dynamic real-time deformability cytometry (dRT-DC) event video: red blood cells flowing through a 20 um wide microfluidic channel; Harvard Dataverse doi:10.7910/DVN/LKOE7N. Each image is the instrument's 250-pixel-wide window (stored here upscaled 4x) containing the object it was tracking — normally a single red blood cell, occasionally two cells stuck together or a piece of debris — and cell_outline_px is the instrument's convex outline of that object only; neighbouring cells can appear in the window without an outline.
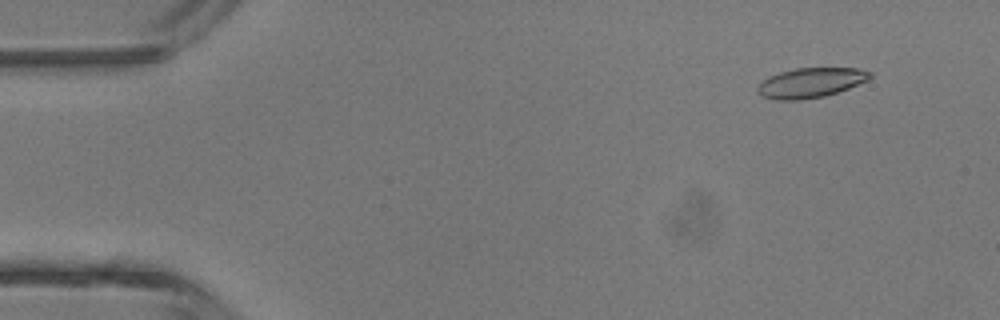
{"species": "common noctule bat (a hibernating species)", "species_latin": "Nyctalus noctula", "temperature_condition": "room temperature", "stored_images_in_passage": 5, "segment_of_instrument_passage": [2, 2], "camera_frame_rate_fps": 3000, "um_per_image_px": 0.085, "animal": {"sex": "male", "body_mass_g": 13.3}, "frame": {"image": 1, "passage_image": 5, "time_ms": 4.667, "image_size_px": [1000, 320], "cell_outline_px": [[872, 76], [868, 80], [848, 88], [824, 96], [800, 100], [776, 100], [764, 96], [756, 92], [756, 88], [768, 76], [780, 72], [796, 68], [860, 68], [872, 72]], "centroid_in_image_um": [68.91, 7.02], "position_along_channel_um": 16.1, "area_um2": 19.48}}